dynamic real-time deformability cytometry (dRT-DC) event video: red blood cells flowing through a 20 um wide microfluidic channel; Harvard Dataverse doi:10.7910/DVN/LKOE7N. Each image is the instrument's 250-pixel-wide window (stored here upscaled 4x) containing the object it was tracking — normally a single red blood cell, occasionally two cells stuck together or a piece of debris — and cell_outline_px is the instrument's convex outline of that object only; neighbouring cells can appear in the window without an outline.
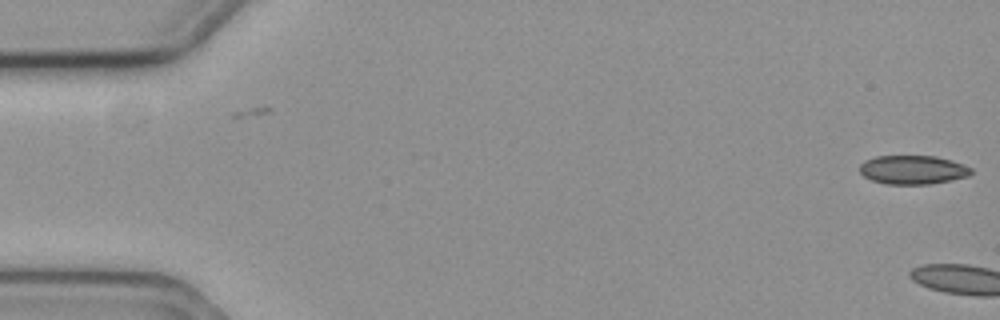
{"species": "common noctule bat (a hibernating species)", "species_latin": "Nyctalus noctula", "temperature_condition": "cold", "stored_images_in_passage": 6, "camera_frame_rate_fps": 3000, "um_per_image_px": 0.085, "animal": {"sex": "female", "body_mass_g": 19.3, "forearm_length_mm": 54.1}, "frame": {"image": 1, "passage_image": 6, "time_ms": 1.667, "image_size_px": [1000, 320], "cell_outline_px": [[972, 172], [968, 176], [952, 180], [928, 184], [888, 184], [872, 180], [864, 176], [860, 172], [860, 164], [864, 160], [876, 156], [936, 156], [952, 160], [964, 164], [972, 168]], "centroid_in_image_um": [77.6, 14.42], "position_along_channel_um": 7.4, "area_um2": 18.79}}